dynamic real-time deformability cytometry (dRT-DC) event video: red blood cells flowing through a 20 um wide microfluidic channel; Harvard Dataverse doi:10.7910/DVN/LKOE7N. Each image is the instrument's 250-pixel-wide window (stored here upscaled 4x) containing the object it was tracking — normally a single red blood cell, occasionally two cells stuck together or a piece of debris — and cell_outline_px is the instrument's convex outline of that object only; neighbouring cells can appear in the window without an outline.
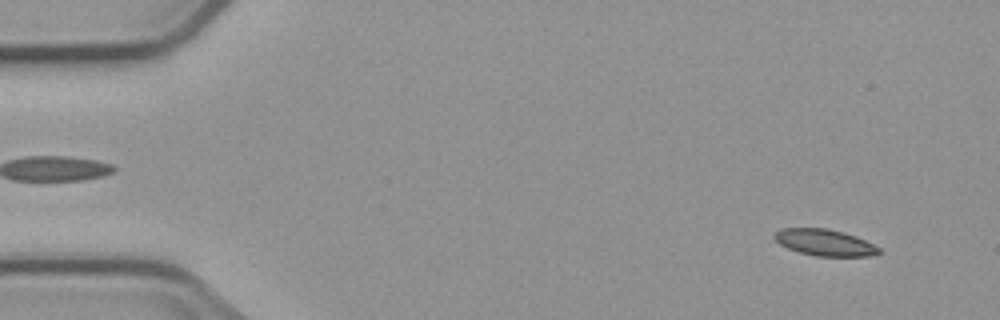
{"species": "common noctule bat (a hibernating species)", "species_latin": "Nyctalus noctula", "temperature_condition": "cold", "stored_images_in_passage": 5, "camera_frame_rate_fps": 3000, "um_per_image_px": 0.085, "animal": {"sex": "male", "body_mass_g": 23.1, "forearm_length_mm": 52.7}, "frame": {"image": 1, "passage_image": 1, "time_ms": 0.0, "image_size_px": [1000, 320], "cell_outline_px": [[880, 252], [872, 256], [816, 256], [800, 252], [788, 248], [780, 244], [772, 236], [780, 228], [828, 228], [844, 232], [856, 236], [880, 248]], "centroid_in_image_um": [70.09, 20.6], "position_along_channel_um": 14.9, "area_um2": 16.07}}
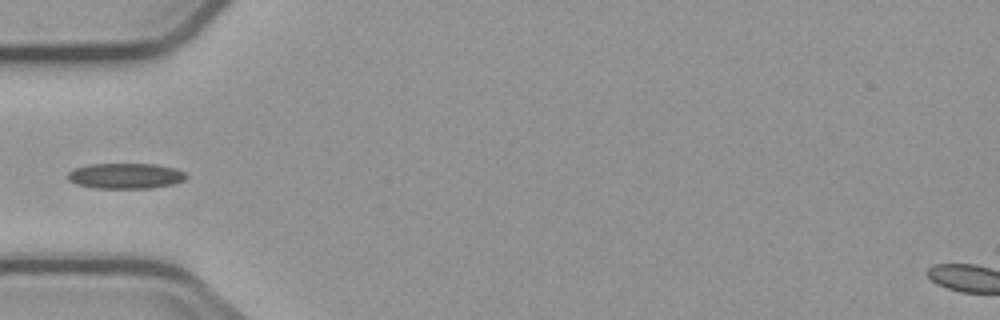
{"frame": {"image": 2, "passage_image": 5, "time_ms": 4.667, "image_size_px": [1000, 320], "cell_outline_px": [[188, 176], [184, 180], [172, 184], [148, 188], [96, 188], [76, 184], [68, 180], [68, 172], [76, 168], [88, 164], [152, 164], [176, 168], [184, 172]], "centroid_in_image_um": [10.67, 14.95], "position_along_channel_um": 74.3, "area_um2": 17.51}}